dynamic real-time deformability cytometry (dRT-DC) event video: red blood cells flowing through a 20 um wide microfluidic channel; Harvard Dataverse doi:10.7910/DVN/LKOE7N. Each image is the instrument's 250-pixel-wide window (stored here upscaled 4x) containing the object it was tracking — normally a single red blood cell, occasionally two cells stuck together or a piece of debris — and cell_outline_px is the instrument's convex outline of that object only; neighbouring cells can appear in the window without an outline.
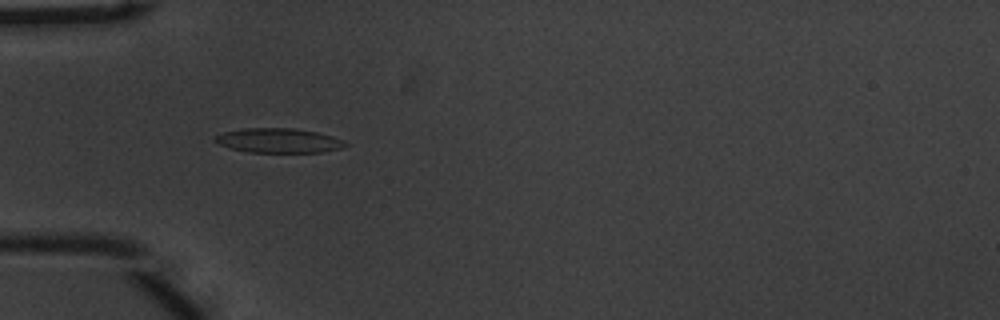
{"species": "common noctule bat (a hibernating species)", "species_latin": "Nyctalus noctula", "temperature_condition": "warm", "stored_images_in_passage": 54, "camera_frame_rate_fps": 3000, "um_per_image_px": 0.085, "animal": {"sex": "male", "body_mass_g": 20.1, "forearm_length_mm": 53.5}, "frame": {"image": 1, "passage_image": 17, "time_ms": 5.333, "image_size_px": [1000, 320], "cell_outline_px": [[348, 144], [340, 148], [320, 152], [248, 152], [228, 148], [216, 144], [212, 140], [212, 136], [224, 132], [244, 128], [296, 128], [316, 132], [332, 136], [344, 140]], "centroid_in_image_um": [23.6, 11.94], "position_along_channel_um": 61.4, "area_um2": 18.79}}
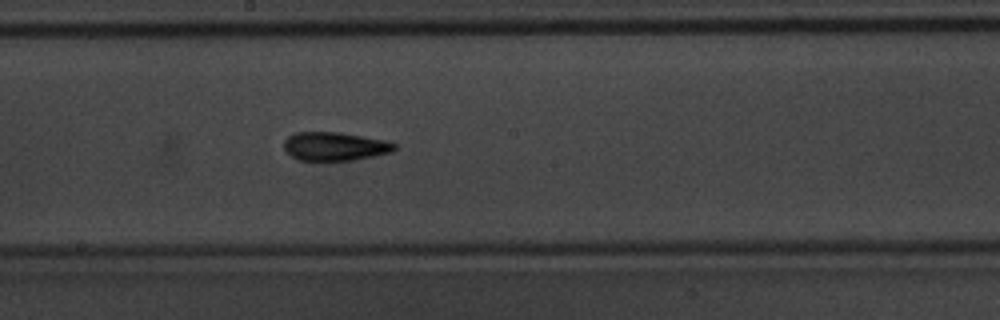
{"frame": {"image": 2, "passage_image": 30, "time_ms": 9.667, "image_size_px": [1000, 320], "cell_outline_px": [[396, 148], [392, 152], [352, 160], [300, 160], [292, 156], [284, 148], [284, 140], [288, 136], [296, 132], [336, 132], [388, 140], [396, 144]], "centroid_in_image_um": [28.47, 12.43], "position_along_channel_um": 219.7, "area_um2": 18.26}}
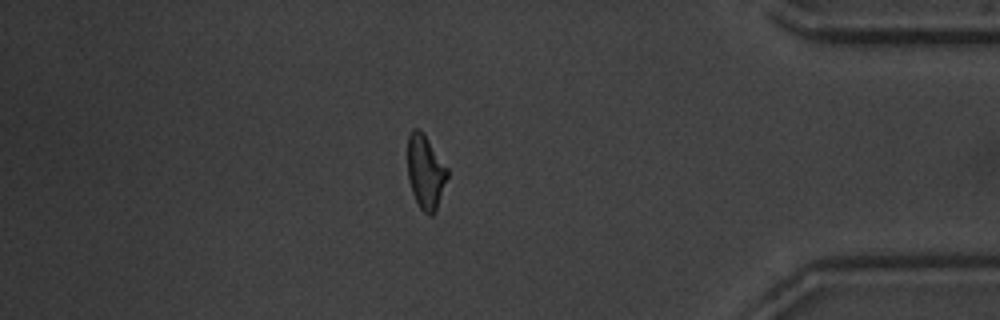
{"frame": {"image": 3, "passage_image": 47, "time_ms": 15.333, "image_size_px": [1000, 320], "cell_outline_px": [[448, 176], [436, 212], [432, 216], [428, 216], [420, 208], [412, 192], [408, 180], [408, 136], [412, 128], [420, 128], [424, 132], [448, 168]], "centroid_in_image_um": [36.18, 14.6], "position_along_channel_um": 399.0, "area_um2": 17.46}, "authors_computed_cell_mechanics": {"area_um2": 18.1781, "velocity_mm_per_s": 3.7131, "shape_relaxation_time_tau1_ms": 5.3072, "shape_relaxation_time_tau2_ms": 3.6468, "deformation_change_tau1": 0.166, "deformation_change_tau2": 0.1156}}